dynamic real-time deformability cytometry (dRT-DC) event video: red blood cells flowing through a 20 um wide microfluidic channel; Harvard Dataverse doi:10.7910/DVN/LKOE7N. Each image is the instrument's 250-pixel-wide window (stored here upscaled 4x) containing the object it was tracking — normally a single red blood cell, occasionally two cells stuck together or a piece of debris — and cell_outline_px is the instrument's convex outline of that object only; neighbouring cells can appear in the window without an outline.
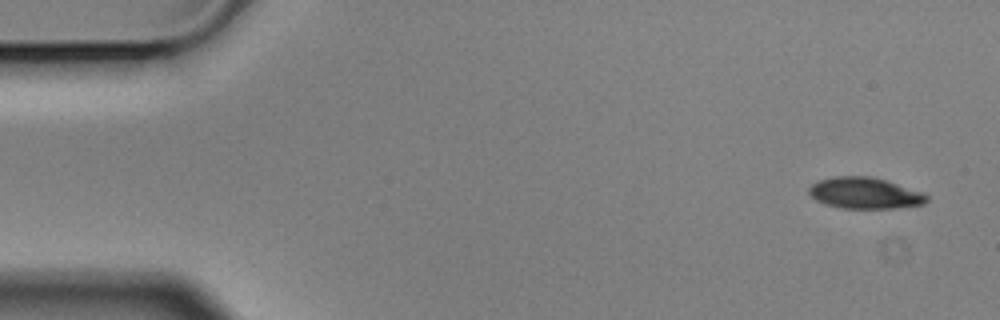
{"species": "Egyptian fruit bat (a non-hibernating species)", "species_latin": "Rousettus aegyptiacus", "temperature_condition": "cold", "stored_images_in_passage": 4, "camera_frame_rate_fps": 3000, "um_per_image_px": 0.085, "animal": {"sex": "male"}, "frame": {"image": 1, "passage_image": 1, "time_ms": 0.0, "image_size_px": [1000, 320], "cell_outline_px": [[928, 200], [924, 204], [896, 208], [840, 208], [824, 204], [816, 200], [808, 192], [808, 188], [812, 184], [820, 180], [836, 176], [872, 176], [924, 192], [928, 196]], "centroid_in_image_um": [73.52, 16.41], "position_along_channel_um": 11.5, "area_um2": 21.5}}
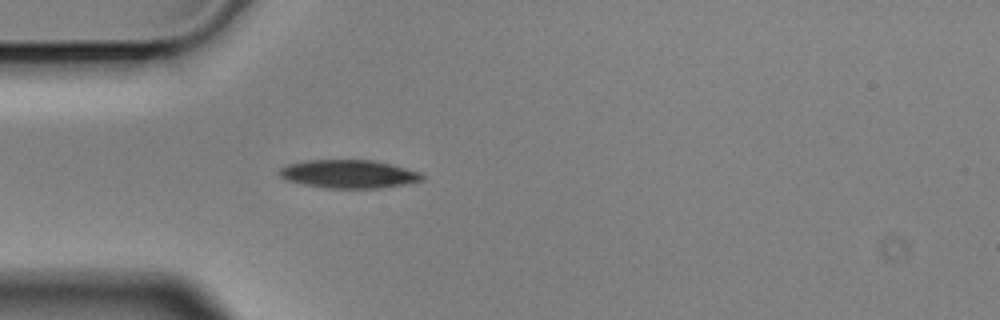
{"frame": {"image": 2, "passage_image": 4, "time_ms": 1.0, "image_size_px": [1000, 320], "cell_outline_px": [[424, 180], [404, 184], [380, 188], [328, 188], [304, 184], [288, 180], [280, 176], [280, 168], [288, 164], [304, 160], [372, 160], [420, 172], [424, 176]], "centroid_in_image_um": [29.64, 14.79], "position_along_channel_um": 55.4, "area_um2": 23.24}}